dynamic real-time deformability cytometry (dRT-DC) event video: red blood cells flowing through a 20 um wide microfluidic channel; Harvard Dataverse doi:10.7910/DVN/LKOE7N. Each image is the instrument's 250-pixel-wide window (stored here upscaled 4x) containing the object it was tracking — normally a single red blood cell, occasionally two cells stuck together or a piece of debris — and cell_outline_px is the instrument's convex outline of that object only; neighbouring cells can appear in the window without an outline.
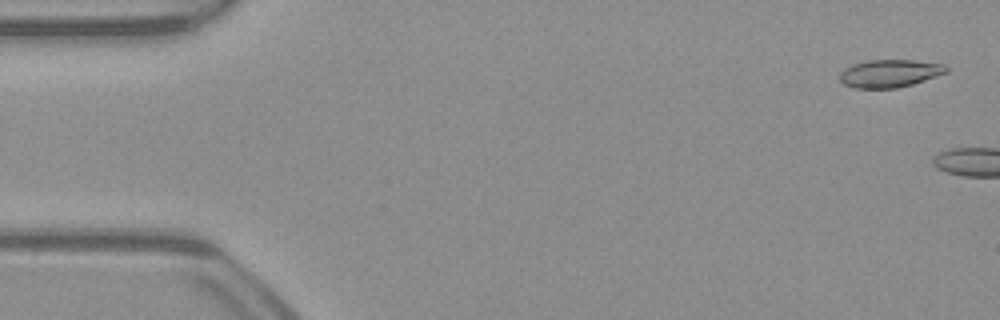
{"species": "common noctule bat (a hibernating species)", "species_latin": "Nyctalus noctula", "temperature_condition": "warm", "stored_images_in_passage": 5, "camera_frame_rate_fps": 3000, "um_per_image_px": 0.085, "animal": {"sex": "male", "body_mass_g": 23.1, "forearm_length_mm": 52.7}, "frame": {"image": 1, "passage_image": 2, "time_ms": 0.333, "image_size_px": [1000, 320], "cell_outline_px": [[948, 72], [912, 84], [896, 88], [856, 88], [844, 84], [840, 80], [840, 72], [844, 68], [852, 64], [868, 60], [916, 60], [944, 64], [948, 68]], "centroid_in_image_um": [75.62, 6.23], "position_along_channel_um": 9.4, "area_um2": 17.22}}